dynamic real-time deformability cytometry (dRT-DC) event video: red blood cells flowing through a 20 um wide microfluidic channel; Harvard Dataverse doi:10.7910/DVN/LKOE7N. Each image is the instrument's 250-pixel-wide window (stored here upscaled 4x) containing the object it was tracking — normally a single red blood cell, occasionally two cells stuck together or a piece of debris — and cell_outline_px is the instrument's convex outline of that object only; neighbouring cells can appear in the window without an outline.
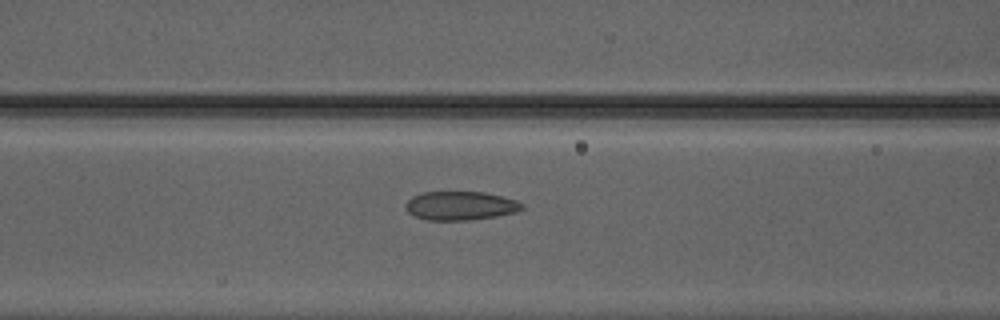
{"species": "Egyptian fruit bat (a non-hibernating species)", "species_latin": "Rousettus aegyptiacus", "temperature_condition": "warm", "stored_images_in_passage": 24, "camera_frame_rate_fps": 3000, "um_per_image_px": 0.085, "animal": {"sex": "male"}, "frame": {"image": 1, "passage_image": 5, "time_ms": 1.333, "image_size_px": [1000, 320], "cell_outline_px": [[524, 208], [516, 212], [496, 216], [468, 220], [428, 220], [416, 216], [408, 212], [404, 208], [404, 204], [412, 196], [420, 192], [484, 192], [516, 200], [524, 204]], "centroid_in_image_um": [39.11, 17.48], "position_along_channel_um": 127.5, "area_um2": 19.54}}
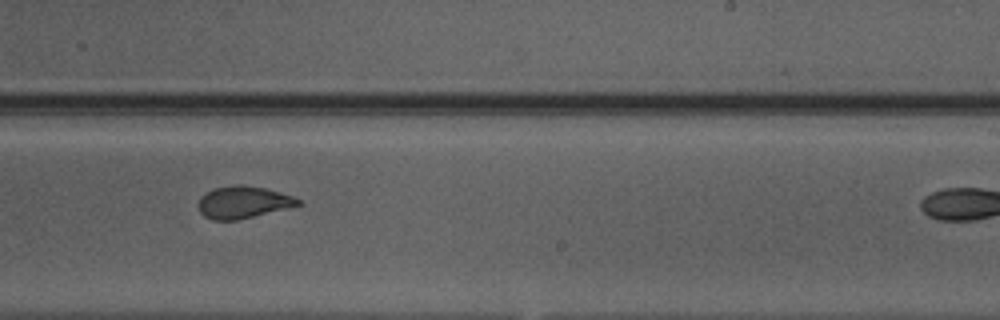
{"frame": {"image": 2, "passage_image": 15, "time_ms": 4.667, "image_size_px": [1000, 320], "cell_outline_px": [[304, 204], [236, 220], [212, 220], [204, 216], [200, 212], [200, 196], [212, 188], [232, 184], [244, 184], [264, 188], [280, 192], [292, 196], [300, 200]], "centroid_in_image_um": [20.66, 17.17], "position_along_channel_um": 268.3, "area_um2": 18.67}}
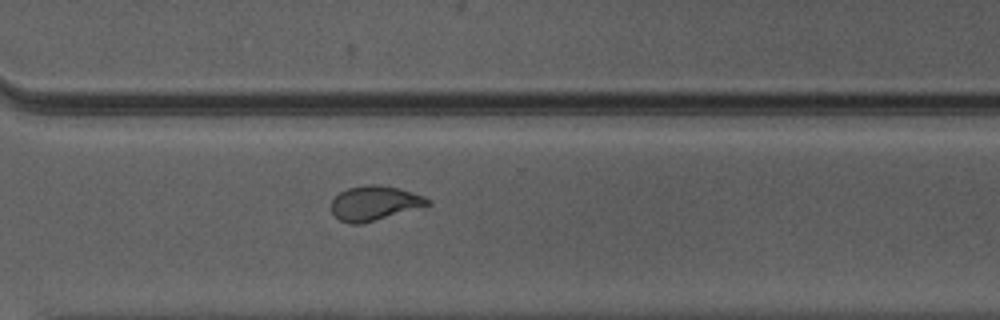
{"frame": {"image": 3, "passage_image": 20, "time_ms": 6.333, "image_size_px": [1000, 320], "cell_outline_px": [[432, 204], [360, 224], [348, 224], [340, 220], [332, 212], [332, 200], [340, 192], [348, 188], [368, 184], [376, 184], [396, 188], [424, 196], [432, 200]], "centroid_in_image_um": [31.83, 17.27], "position_along_channel_um": 338.8, "area_um2": 19.07}}